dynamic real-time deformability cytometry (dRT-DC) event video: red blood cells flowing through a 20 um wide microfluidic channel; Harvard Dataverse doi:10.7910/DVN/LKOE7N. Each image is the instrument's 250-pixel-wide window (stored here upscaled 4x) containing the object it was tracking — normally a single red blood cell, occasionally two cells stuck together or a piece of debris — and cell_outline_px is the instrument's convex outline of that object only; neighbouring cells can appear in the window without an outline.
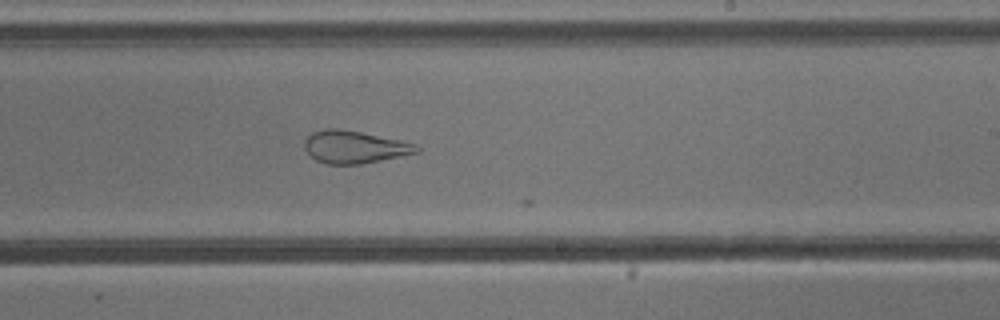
{"species": "common noctule bat (a hibernating species)", "species_latin": "Nyctalus noctula", "temperature_condition": "cold", "stored_images_in_passage": 53, "camera_frame_rate_fps": 3000, "um_per_image_px": 0.085, "animal": {"sex": "male", "body_mass_g": 13.3}, "frame": {"image": 1, "passage_image": 32, "time_ms": 10.333, "image_size_px": [1000, 320], "cell_outline_px": [[420, 152], [360, 164], [328, 164], [316, 160], [304, 148], [304, 140], [312, 132], [324, 128], [340, 128], [400, 140], [416, 144], [420, 148]], "centroid_in_image_um": [30.11, 12.48], "position_along_channel_um": 258.9, "area_um2": 21.15}}
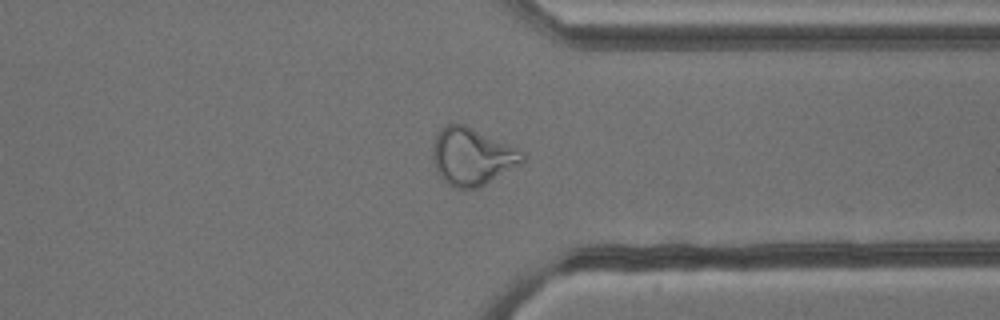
{"frame": {"image": 2, "passage_image": 41, "time_ms": 13.333, "image_size_px": [1000, 320], "cell_outline_px": [[524, 160], [520, 164], [484, 184], [476, 188], [456, 188], [448, 184], [436, 172], [432, 160], [432, 148], [436, 132], [440, 128], [448, 124], [464, 124], [516, 148], [524, 152]], "centroid_in_image_um": [40.06, 13.29], "position_along_channel_um": 371.3, "area_um2": 29.65}}
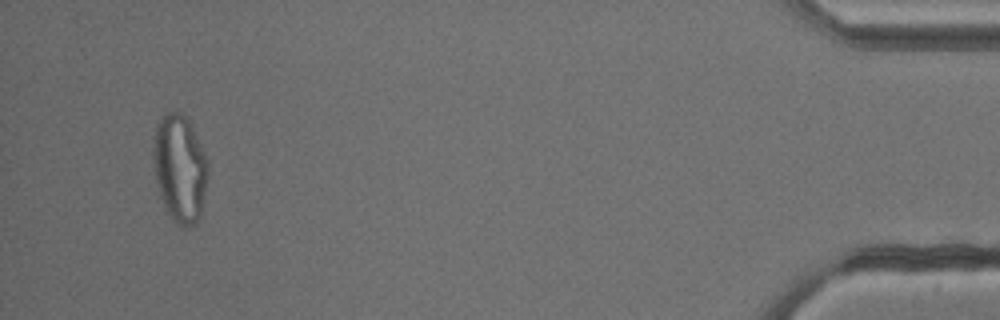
{"frame": {"image": 3, "passage_image": 51, "time_ms": 16.667, "image_size_px": [1000, 320], "cell_outline_px": [[208, 176], [200, 220], [196, 224], [184, 228], [176, 224], [172, 220], [160, 196], [156, 184], [152, 156], [152, 148], [156, 124], [160, 116], [164, 112], [184, 112], [188, 116], [208, 160]], "centroid_in_image_um": [15.28, 14.28], "position_along_channel_um": 419.9, "area_um2": 35.26}}